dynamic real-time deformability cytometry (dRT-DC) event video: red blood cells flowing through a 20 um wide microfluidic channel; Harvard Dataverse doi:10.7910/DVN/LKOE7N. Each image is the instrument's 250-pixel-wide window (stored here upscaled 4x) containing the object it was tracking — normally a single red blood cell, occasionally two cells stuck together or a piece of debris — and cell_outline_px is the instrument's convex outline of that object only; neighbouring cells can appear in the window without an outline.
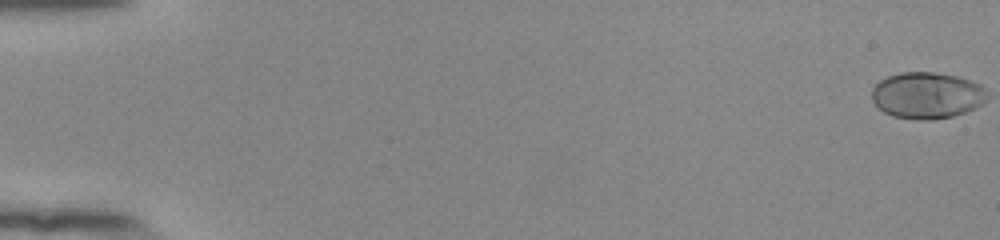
{"species": "human", "species_latin": "Homo sapiens", "temperature_condition": "room temperature", "stored_images_in_passage": 55, "camera_frame_rate_fps": 3000, "um_per_image_px": 0.085, "donor": {"sex": "female"}, "frame": {"image": 1, "passage_image": 1, "time_ms": 0.0, "image_size_px": [1000, 240], "cell_outline_px": [[980, 104], [964, 112], [952, 116], [896, 116], [884, 112], [872, 100], [872, 88], [880, 80], [888, 76], [904, 72], [932, 72], [956, 76], [980, 84]], "centroid_in_image_um": [78.68, 8.04], "position_along_channel_um": 6.3, "area_um2": 29.19}}
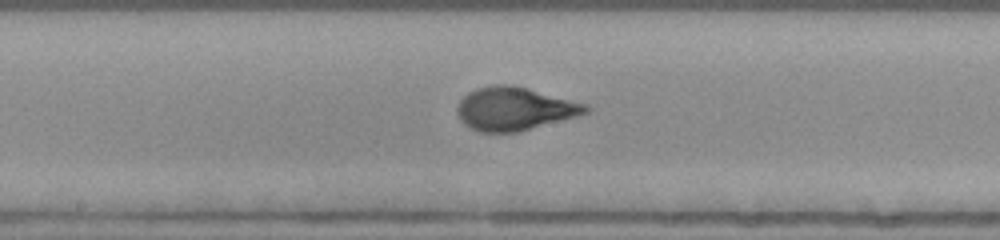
{"frame": {"image": 2, "passage_image": 31, "time_ms": 10.0, "image_size_px": [1000, 240], "cell_outline_px": [[592, 108], [588, 112], [576, 116], [516, 132], [480, 132], [472, 128], [460, 120], [456, 108], [460, 100], [468, 92], [476, 88], [500, 84], [504, 84], [524, 88], [588, 104]], "centroid_in_image_um": [43.72, 9.25], "position_along_channel_um": 204.5, "area_um2": 31.73}}
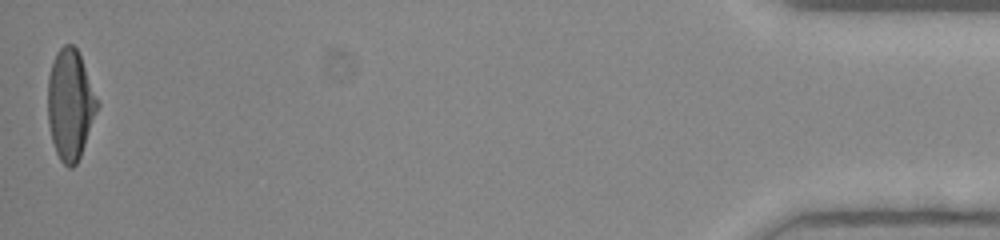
{"frame": {"image": 3, "passage_image": 55, "time_ms": 18.0, "image_size_px": [1000, 240], "cell_outline_px": [[100, 104], [80, 156], [76, 164], [72, 168], [68, 168], [60, 160], [56, 152], [52, 140], [48, 124], [48, 76], [56, 52], [64, 44], [72, 44], [76, 48], [80, 56]], "centroid_in_image_um": [5.96, 8.89], "position_along_channel_um": 429.2, "area_um2": 31.67}, "authors_computed_cell_mechanics": {"area_um2": 30.7496, "velocity_mm_per_s": 3.8924, "shape_relaxation_time_tau1_ms": 3.7913, "shape_relaxation_time_tau2_ms": null, "deformation_change_tau1": 0.2165, "deformation_change_tau2": null}}